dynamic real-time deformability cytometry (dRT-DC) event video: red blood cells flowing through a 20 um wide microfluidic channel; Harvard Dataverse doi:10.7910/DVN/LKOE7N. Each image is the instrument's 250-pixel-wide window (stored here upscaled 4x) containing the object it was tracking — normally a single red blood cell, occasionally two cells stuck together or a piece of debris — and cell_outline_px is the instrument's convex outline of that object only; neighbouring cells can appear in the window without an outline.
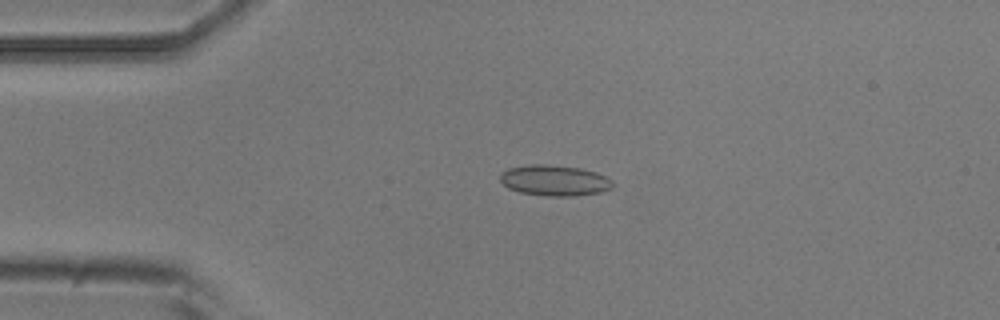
{"species": "common noctule bat (a hibernating species)", "species_latin": "Nyctalus noctula", "temperature_condition": "room temperature", "stored_images_in_passage": 18, "camera_frame_rate_fps": 3000, "um_per_image_px": 0.085, "animal": {"sex": "male", "body_mass_g": 20.5, "forearm_length_mm": 52.5}, "frame": {"image": 1, "passage_image": 12, "time_ms": 3.667, "image_size_px": [1000, 320], "cell_outline_px": [[612, 188], [600, 192], [576, 196], [548, 196], [520, 192], [508, 188], [500, 180], [500, 172], [508, 168], [532, 164], [544, 164], [580, 168], [596, 172], [612, 180]], "centroid_in_image_um": [47.12, 15.34], "position_along_channel_um": 37.9, "area_um2": 20.11}}
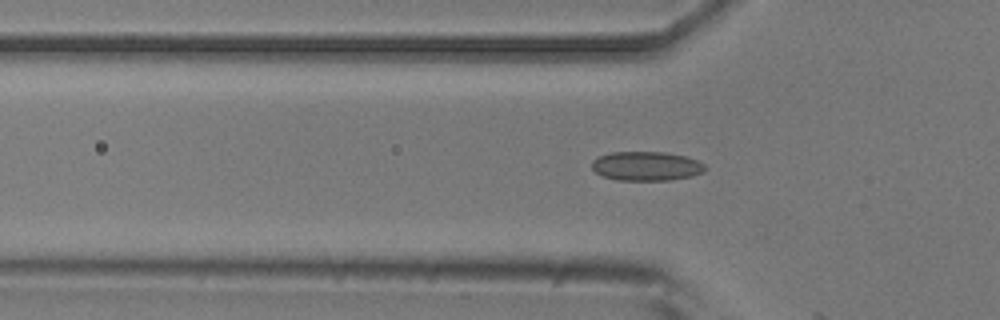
{"frame": {"image": 2, "passage_image": 17, "time_ms": 5.333, "image_size_px": [1000, 320], "cell_outline_px": [[708, 168], [704, 172], [692, 176], [672, 180], [616, 180], [604, 176], [596, 172], [592, 168], [592, 160], [600, 156], [612, 152], [664, 152], [684, 156], [696, 160], [704, 164]], "centroid_in_image_um": [54.96, 14.12], "position_along_channel_um": 70.8, "area_um2": 19.25}}